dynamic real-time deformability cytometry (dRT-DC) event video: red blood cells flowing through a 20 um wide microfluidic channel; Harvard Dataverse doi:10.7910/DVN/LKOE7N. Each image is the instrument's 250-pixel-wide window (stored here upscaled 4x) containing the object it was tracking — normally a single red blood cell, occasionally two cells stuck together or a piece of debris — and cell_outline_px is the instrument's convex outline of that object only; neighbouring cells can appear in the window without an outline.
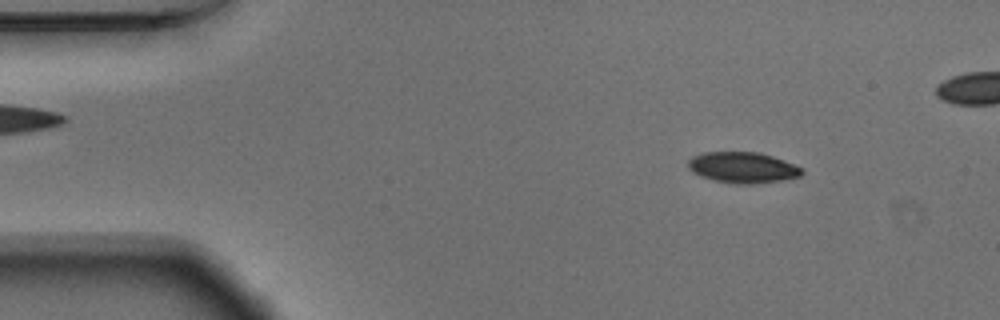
{"species": "Egyptian fruit bat (a non-hibernating species)", "species_latin": "Rousettus aegyptiacus", "temperature_condition": "warm", "stored_images_in_passage": 54, "camera_frame_rate_fps": 3000, "um_per_image_px": 0.085, "animal": {"sex": "male"}, "frame": {"image": 1, "passage_image": 6, "time_ms": 1.667, "image_size_px": [1000, 320], "cell_outline_px": [[804, 172], [800, 176], [780, 180], [752, 184], [736, 184], [716, 180], [700, 176], [692, 172], [688, 168], [688, 160], [692, 156], [704, 152], [760, 152], [784, 160], [804, 168]], "centroid_in_image_um": [63.13, 14.23], "position_along_channel_um": 21.9, "area_um2": 20.52}}
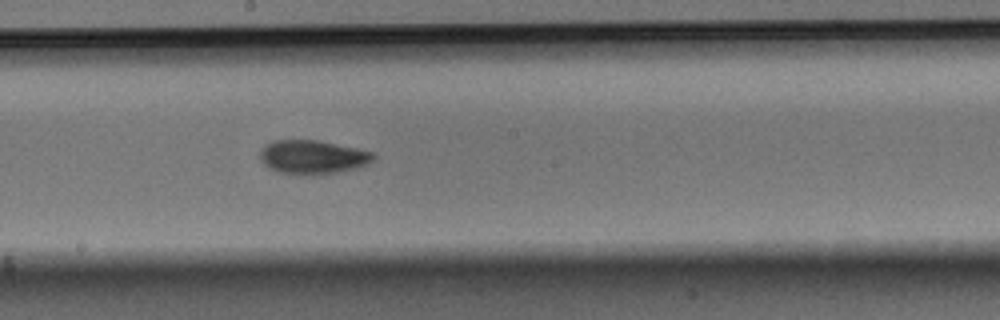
{"frame": {"image": 2, "passage_image": 28, "time_ms": 9.0, "image_size_px": [1000, 320], "cell_outline_px": [[376, 156], [368, 164], [356, 168], [336, 172], [312, 176], [304, 176], [276, 172], [268, 168], [260, 160], [260, 152], [272, 140], [316, 140], [356, 148], [372, 152]], "centroid_in_image_um": [26.55, 13.37], "position_along_channel_um": 221.7, "area_um2": 22.48}}
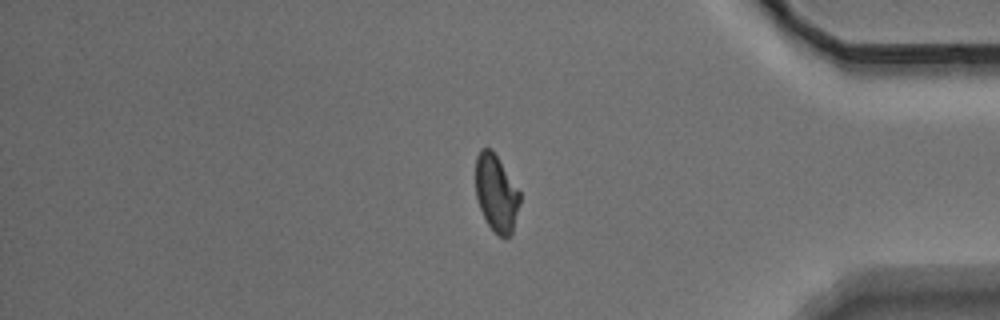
{"frame": {"image": 3, "passage_image": 44, "time_ms": 14.333, "image_size_px": [1000, 320], "cell_outline_px": [[520, 204], [512, 232], [508, 236], [500, 236], [488, 224], [480, 208], [476, 196], [476, 156], [480, 148], [492, 148], [520, 192]], "centroid_in_image_um": [42.18, 16.37], "position_along_channel_um": 393.0, "area_um2": 19.65}, "authors_computed_cell_mechanics": {"area_um2": 20.8947, "velocity_mm_per_s": 3.7209, "shape_relaxation_time_tau1_ms": 3.7067, "shape_relaxation_time_tau2_ms": 3.3212, "deformation_change_tau1": 0.1361, "deformation_change_tau2": 0.0807}}